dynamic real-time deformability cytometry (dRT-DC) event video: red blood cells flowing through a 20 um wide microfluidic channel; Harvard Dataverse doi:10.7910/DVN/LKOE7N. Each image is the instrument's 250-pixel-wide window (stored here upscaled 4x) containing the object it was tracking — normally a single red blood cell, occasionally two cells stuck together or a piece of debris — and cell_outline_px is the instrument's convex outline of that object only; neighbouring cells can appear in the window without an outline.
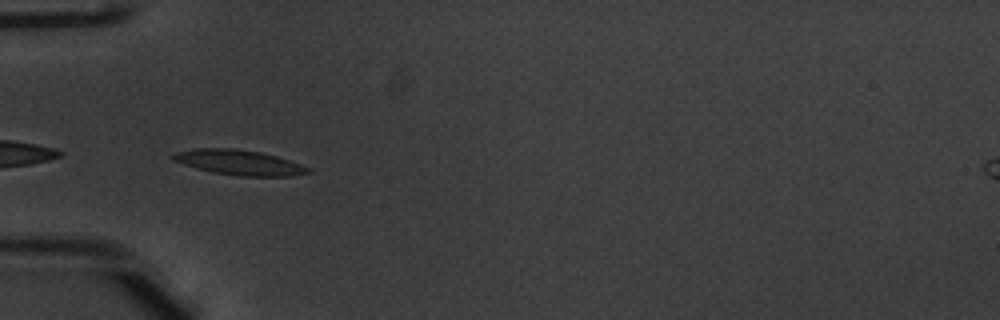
{"species": "common noctule bat (a hibernating species)", "species_latin": "Nyctalus noctula", "temperature_condition": "warm", "stored_images_in_passage": 26, "camera_frame_rate_fps": 3000, "um_per_image_px": 0.085, "animal": {"sex": "male", "body_mass_g": 20.1, "forearm_length_mm": 53.5}, "frame": {"image": 1, "passage_image": 1, "time_ms": 0.0, "image_size_px": [1000, 320], "cell_outline_px": [[312, 172], [292, 176], [240, 176], [212, 172], [196, 168], [172, 160], [168, 156], [176, 152], [196, 148], [236, 148], [260, 152], [276, 156], [312, 168]], "centroid_in_image_um": [20.31, 13.81], "position_along_channel_um": 64.7, "area_um2": 19.83}, "authors_computed_cell_mechanics": {"area_um2": 18.7561, "velocity_mm_per_s": 3.9138, "shape_relaxation_time_tau1_ms": 2.2902, "shape_relaxation_time_tau2_ms": 1.7391, "deformation_change_tau1": 0.1113, "deformation_change_tau2": 0.0785}}